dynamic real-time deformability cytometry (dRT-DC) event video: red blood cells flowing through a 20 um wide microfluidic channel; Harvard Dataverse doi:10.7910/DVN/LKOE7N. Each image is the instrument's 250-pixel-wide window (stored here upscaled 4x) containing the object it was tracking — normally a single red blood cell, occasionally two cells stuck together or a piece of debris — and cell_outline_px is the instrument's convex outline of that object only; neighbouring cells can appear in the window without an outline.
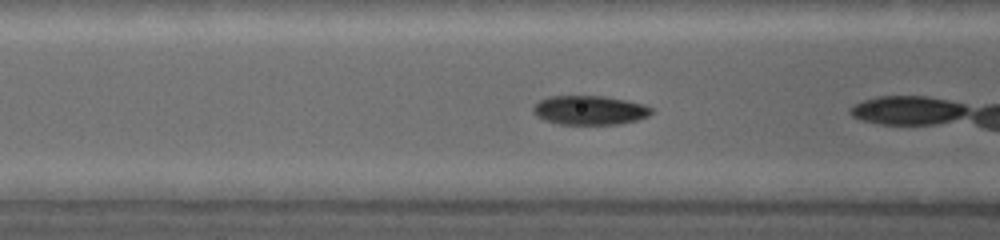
{"species": "common noctule bat (a hibernating species)", "species_latin": "Nyctalus noctula", "temperature_condition": "warm", "stored_images_in_passage": 19, "camera_frame_rate_fps": 5000, "um_per_image_px": 0.085, "animal": {"sex": "female", "body_mass_g": 19.0, "forearm_length_mm": 53.3}, "frame": {"image": 1, "passage_image": 9, "time_ms": 1.6, "image_size_px": [1000, 240], "cell_outline_px": [[652, 112], [648, 116], [636, 120], [616, 124], [556, 124], [544, 120], [536, 116], [532, 112], [532, 108], [540, 100], [552, 96], [600, 96], [624, 100], [640, 104], [652, 108]], "centroid_in_image_um": [50.06, 9.38], "position_along_channel_um": 116.5, "area_um2": 19.83}}